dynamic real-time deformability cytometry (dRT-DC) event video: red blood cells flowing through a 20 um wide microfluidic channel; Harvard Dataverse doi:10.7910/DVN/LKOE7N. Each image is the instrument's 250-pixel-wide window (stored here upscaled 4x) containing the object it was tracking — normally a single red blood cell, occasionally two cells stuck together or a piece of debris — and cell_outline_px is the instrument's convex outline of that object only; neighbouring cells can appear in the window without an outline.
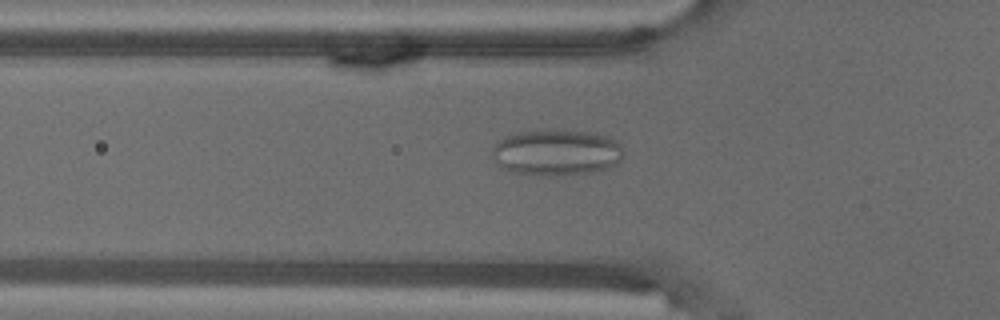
{"species": "common noctule bat (a hibernating species)", "species_latin": "Nyctalus noctula", "temperature_condition": "warm", "stored_images_in_passage": 55, "camera_frame_rate_fps": 3000, "um_per_image_px": 0.085, "animal": {"sex": "male", "body_mass_g": 18.8}, "frame": {"image": 1, "passage_image": 18, "time_ms": 5.667, "image_size_px": [1000, 320], "cell_outline_px": [[624, 156], [616, 164], [604, 168], [588, 172], [560, 176], [544, 176], [512, 172], [500, 168], [496, 164], [492, 156], [492, 148], [504, 136], [516, 132], [564, 128], [596, 132], [612, 136], [620, 144], [624, 152]], "centroid_in_image_um": [47.31, 12.93], "position_along_channel_um": 78.5, "area_um2": 36.3}}
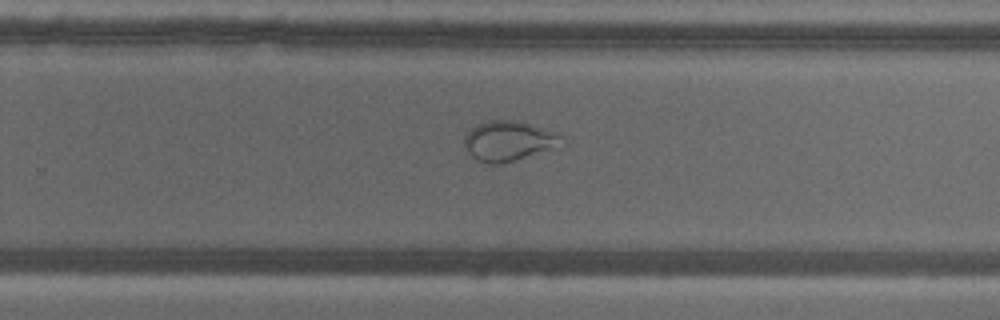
{"frame": {"image": 2, "passage_image": 35, "time_ms": 11.333, "image_size_px": [1000, 320], "cell_outline_px": [[568, 144], [564, 148], [500, 164], [488, 164], [476, 160], [468, 152], [464, 144], [464, 136], [476, 124], [488, 120], [520, 120], [564, 132]], "centroid_in_image_um": [43.45, 11.97], "position_along_channel_um": 286.4, "area_um2": 24.28}}
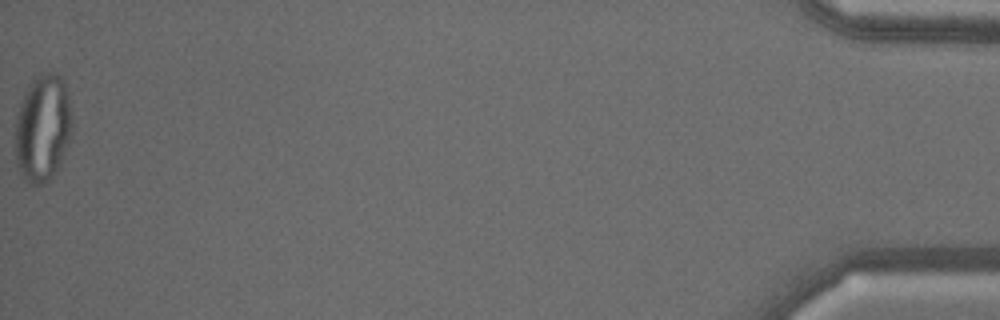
{"frame": {"image": 3, "passage_image": 55, "time_ms": 18.0, "image_size_px": [1000, 320], "cell_outline_px": [[72, 120], [68, 140], [60, 164], [48, 180], [36, 188], [28, 184], [24, 180], [16, 168], [16, 116], [20, 104], [28, 88], [36, 76], [44, 72], [56, 72], [64, 80], [68, 96]], "centroid_in_image_um": [3.61, 10.92], "position_along_channel_um": 431.6, "area_um2": 35.43}}